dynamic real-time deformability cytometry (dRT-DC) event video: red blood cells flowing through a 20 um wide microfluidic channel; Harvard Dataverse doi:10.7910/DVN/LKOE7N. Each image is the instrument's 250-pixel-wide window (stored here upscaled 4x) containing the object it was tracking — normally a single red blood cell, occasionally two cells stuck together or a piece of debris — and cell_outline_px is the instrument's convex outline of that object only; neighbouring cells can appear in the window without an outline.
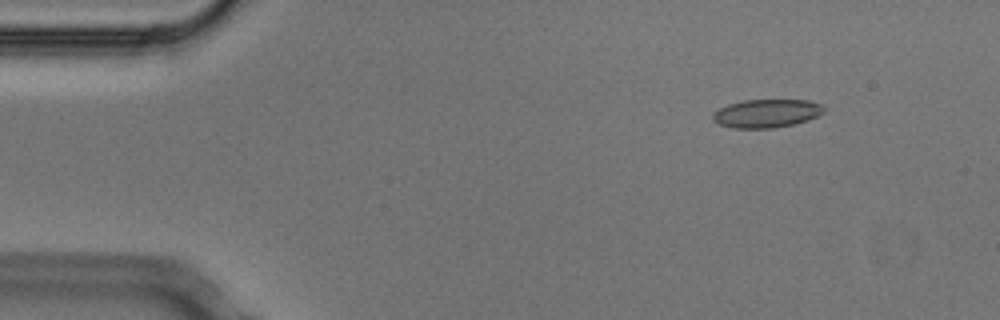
{"species": "Egyptian fruit bat (a non-hibernating species)", "species_latin": "Rousettus aegyptiacus", "temperature_condition": "cold", "stored_images_in_passage": 5, "camera_frame_rate_fps": 3000, "um_per_image_px": 0.085, "animal": {"sex": "male"}, "frame": {"image": 1, "passage_image": 2, "time_ms": 0.333, "image_size_px": [1000, 320], "cell_outline_px": [[824, 112], [808, 120], [792, 124], [772, 128], [732, 128], [720, 124], [712, 120], [712, 112], [728, 104], [744, 100], [808, 100], [820, 104], [824, 108]], "centroid_in_image_um": [65.12, 9.63], "position_along_channel_um": 19.9, "area_um2": 18.26}}
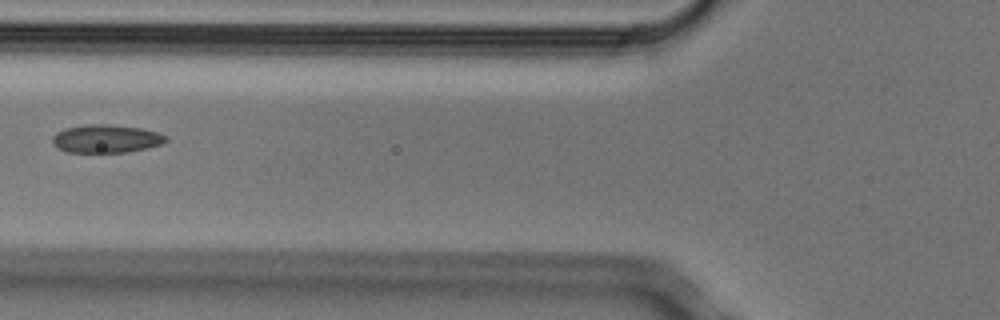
{"frame": {"image": 2, "passage_image": 5, "time_ms": 1.333, "image_size_px": [1000, 320], "cell_outline_px": [[168, 140], [164, 144], [148, 148], [128, 152], [64, 152], [56, 148], [52, 144], [52, 136], [56, 132], [64, 128], [88, 124], [108, 124], [140, 128], [160, 132]], "centroid_in_image_um": [9.0, 11.79], "position_along_channel_um": 116.8, "area_um2": 18.9}}